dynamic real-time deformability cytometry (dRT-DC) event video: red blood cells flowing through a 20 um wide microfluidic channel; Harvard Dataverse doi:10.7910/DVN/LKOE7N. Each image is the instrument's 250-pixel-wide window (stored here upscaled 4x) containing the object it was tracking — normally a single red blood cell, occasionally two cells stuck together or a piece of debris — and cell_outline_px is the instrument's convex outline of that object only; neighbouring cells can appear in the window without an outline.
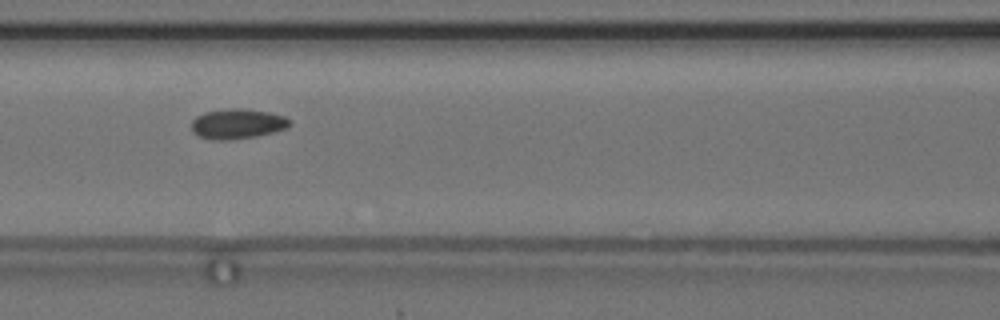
{"species": "common noctule bat (a hibernating species)", "species_latin": "Nyctalus noctula", "temperature_condition": "cold", "stored_images_in_passage": 15, "camera_frame_rate_fps": 3000, "um_per_image_px": 0.085, "animal": {"sex": "female", "body_mass_g": 24.6, "forearm_length_mm": 56.2}, "frame": {"image": 1, "passage_image": 7, "time_ms": 8.667, "image_size_px": [1000, 320], "cell_outline_px": [[292, 124], [288, 128], [256, 136], [232, 140], [212, 140], [200, 136], [192, 132], [192, 120], [196, 116], [204, 112], [228, 108], [240, 108], [268, 112], [284, 116], [292, 120]], "centroid_in_image_um": [20.19, 10.52], "position_along_channel_um": 146.4, "area_um2": 17.34}}
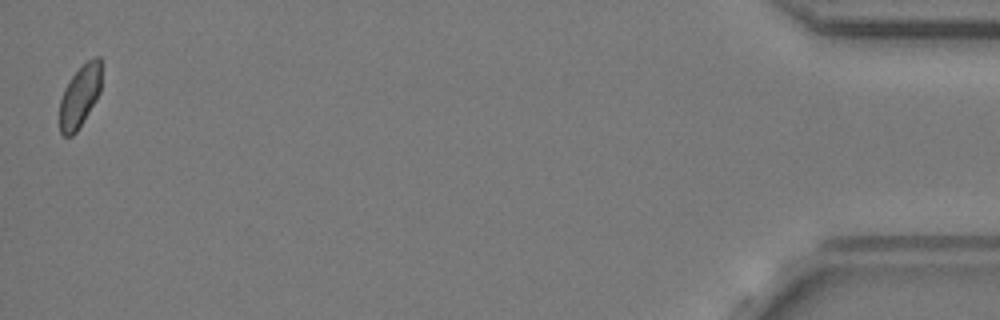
{"frame": {"image": 2, "passage_image": 15, "time_ms": 19.0, "image_size_px": [1000, 320], "cell_outline_px": [[100, 92], [96, 100], [76, 132], [72, 136], [64, 136], [60, 132], [60, 100], [64, 88], [72, 76], [88, 60], [96, 56], [100, 56]], "centroid_in_image_um": [6.77, 8.19], "position_along_channel_um": 428.4, "area_um2": 14.85}, "authors_computed_cell_mechanics": {"area_um2": 17.1666, "velocity_mm_per_s": 3.6222, "shape_relaxation_time_tau1_ms": 0.9547, "shape_relaxation_time_tau2_ms": 3.9075, "deformation_change_tau1": 0.0312, "deformation_change_tau2": 0.0451}}